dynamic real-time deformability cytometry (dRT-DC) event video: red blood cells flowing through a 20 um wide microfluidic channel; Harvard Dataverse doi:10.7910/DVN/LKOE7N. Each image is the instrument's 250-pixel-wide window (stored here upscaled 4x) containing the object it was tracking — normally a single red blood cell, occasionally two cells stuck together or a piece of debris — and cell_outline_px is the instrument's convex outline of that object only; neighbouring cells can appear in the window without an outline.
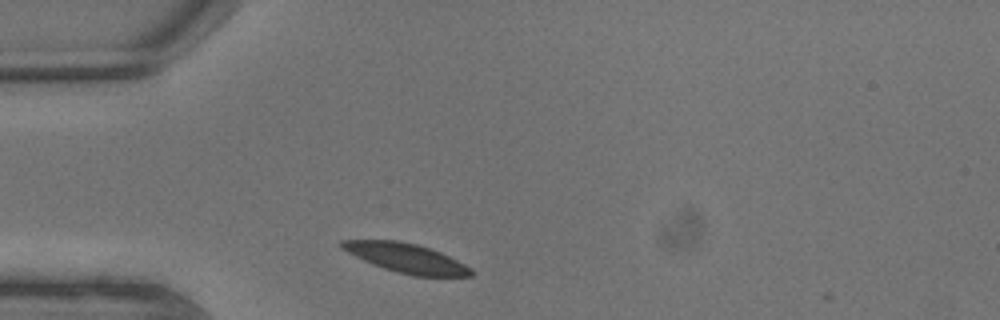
{"species": "common noctule bat (a hibernating species)", "species_latin": "Nyctalus noctula", "temperature_condition": "warm", "stored_images_in_passage": 4, "camera_frame_rate_fps": 3000, "um_per_image_px": 0.085, "animal": {"sex": "male", "body_mass_g": 13.3}, "frame": {"image": 1, "passage_image": 1, "time_ms": 0.0, "image_size_px": [1000, 320], "cell_outline_px": [[476, 272], [472, 276], [412, 276], [396, 272], [372, 264], [340, 248], [340, 240], [396, 240], [416, 244], [440, 252], [472, 268]], "centroid_in_image_um": [34.54, 21.94], "position_along_channel_um": 50.5, "area_um2": 21.91}}
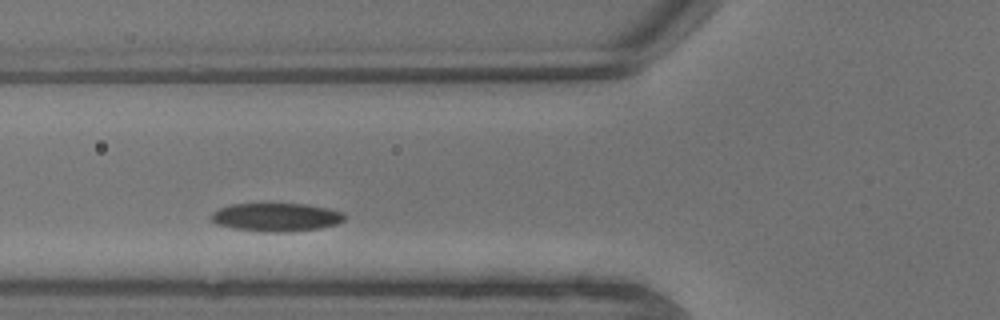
{"frame": {"image": 2, "passage_image": 3, "time_ms": 0.667, "image_size_px": [1000, 320], "cell_outline_px": [[344, 220], [336, 224], [320, 228], [288, 232], [264, 232], [236, 228], [220, 224], [212, 220], [208, 216], [212, 212], [220, 208], [232, 204], [264, 200], [304, 204], [328, 208], [344, 212]], "centroid_in_image_um": [23.46, 18.4], "position_along_channel_um": 102.3, "area_um2": 22.89}}
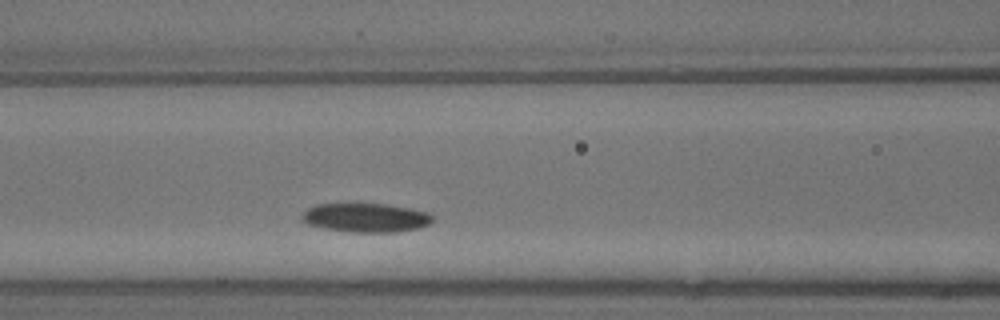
{"frame": {"image": 3, "passage_image": 4, "time_ms": 1.0, "image_size_px": [1000, 320], "cell_outline_px": [[432, 220], [428, 224], [420, 228], [396, 232], [348, 232], [324, 228], [308, 224], [300, 216], [308, 208], [316, 204], [388, 204], [428, 212], [432, 216]], "centroid_in_image_um": [31.1, 18.5], "position_along_channel_um": 135.5, "area_um2": 21.96}}